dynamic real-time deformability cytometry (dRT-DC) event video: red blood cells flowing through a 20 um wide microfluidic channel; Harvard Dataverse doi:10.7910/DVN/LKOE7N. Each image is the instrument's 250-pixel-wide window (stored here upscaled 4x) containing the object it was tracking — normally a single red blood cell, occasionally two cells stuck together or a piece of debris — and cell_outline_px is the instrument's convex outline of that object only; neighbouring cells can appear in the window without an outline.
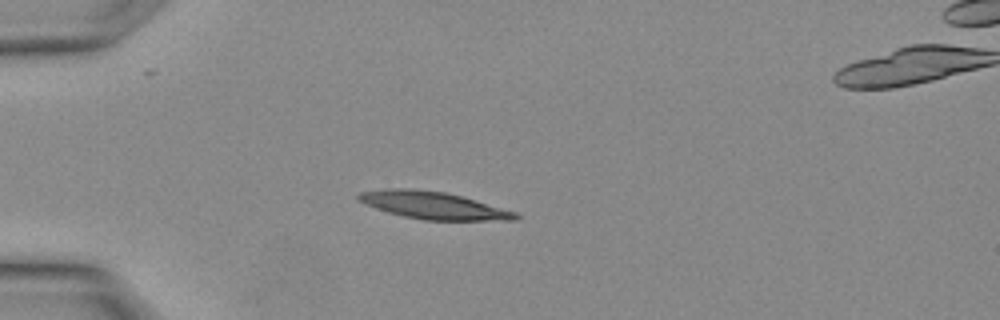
{"species": "Egyptian fruit bat (a non-hibernating species)", "species_latin": "Rousettus aegyptiacus", "temperature_condition": "warm", "stored_images_in_passage": 8, "camera_frame_rate_fps": 3000, "um_per_image_px": 0.085, "animal": {"sex": "female"}, "frame": {"image": 1, "passage_image": 1, "time_ms": 0.0, "image_size_px": [1000, 320], "cell_outline_px": [[520, 216], [516, 220], [424, 220], [404, 216], [388, 212], [376, 208], [356, 200], [356, 196], [360, 192], [384, 188], [408, 188], [444, 192], [476, 200], [516, 212]], "centroid_in_image_um": [36.79, 17.45], "position_along_channel_um": 48.2, "area_um2": 24.85}}
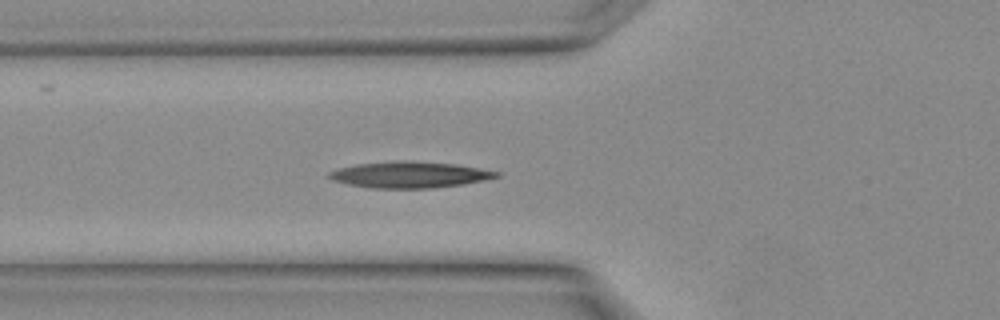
{"frame": {"image": 2, "passage_image": 4, "time_ms": 1.0, "image_size_px": [1000, 320], "cell_outline_px": [[500, 176], [484, 180], [464, 184], [432, 188], [376, 188], [348, 184], [332, 180], [328, 176], [328, 172], [340, 168], [356, 164], [396, 160], [412, 160], [456, 164], [480, 168], [500, 172]], "centroid_in_image_um": [34.84, 14.84], "position_along_channel_um": 91.0, "area_um2": 25.66}}
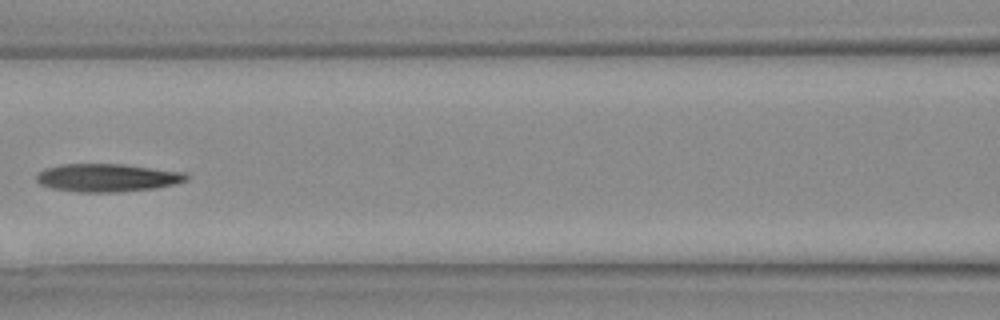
{"frame": {"image": 3, "passage_image": 7, "time_ms": 2.0, "image_size_px": [1000, 320], "cell_outline_px": [[188, 180], [172, 184], [152, 188], [120, 192], [76, 192], [52, 188], [40, 184], [36, 180], [36, 172], [44, 168], [64, 164], [120, 164], [184, 172], [188, 176]], "centroid_in_image_um": [9.05, 15.1], "position_along_channel_um": 157.6, "area_um2": 24.33}}